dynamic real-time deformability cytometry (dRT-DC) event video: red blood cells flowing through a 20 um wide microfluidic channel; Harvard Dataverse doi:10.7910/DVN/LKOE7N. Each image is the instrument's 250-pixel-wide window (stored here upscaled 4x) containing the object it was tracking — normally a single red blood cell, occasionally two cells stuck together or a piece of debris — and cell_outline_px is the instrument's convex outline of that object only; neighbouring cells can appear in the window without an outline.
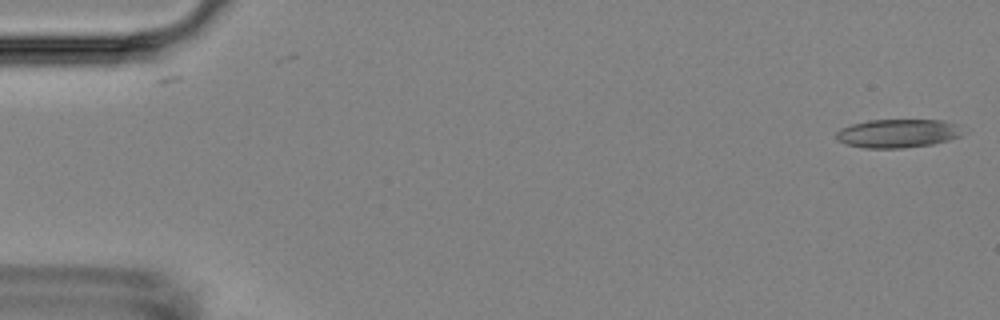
{"species": "Egyptian fruit bat (a non-hibernating species)", "species_latin": "Rousettus aegyptiacus", "temperature_condition": "room temperature", "stored_images_in_passage": 5, "camera_frame_rate_fps": 3000, "um_per_image_px": 0.085, "animal": {"sex": "female"}, "frame": {"image": 1, "passage_image": 1, "time_ms": 0.0, "image_size_px": [1000, 320], "cell_outline_px": [[968, 132], [960, 136], [948, 140], [932, 144], [900, 148], [864, 148], [844, 144], [836, 140], [836, 132], [840, 128], [852, 124], [868, 120], [944, 120], [960, 124]], "centroid_in_image_um": [76.36, 11.33], "position_along_channel_um": 8.6, "area_um2": 21.5}}